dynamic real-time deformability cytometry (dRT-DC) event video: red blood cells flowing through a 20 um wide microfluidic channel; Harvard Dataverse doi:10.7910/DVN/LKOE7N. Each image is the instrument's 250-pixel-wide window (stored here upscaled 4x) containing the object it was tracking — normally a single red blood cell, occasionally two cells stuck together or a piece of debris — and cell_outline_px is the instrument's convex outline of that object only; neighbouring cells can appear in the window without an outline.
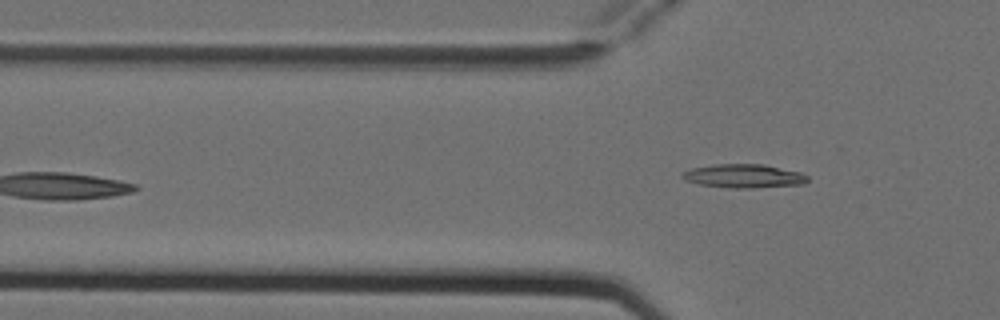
{"species": "Egyptian fruit bat (a non-hibernating species)", "species_latin": "Rousettus aegyptiacus", "temperature_condition": "cold", "stored_images_in_passage": 6, "camera_frame_rate_fps": 3000, "um_per_image_px": 0.085, "animal": {"sex": "female"}, "frame": {"image": 1, "passage_image": 6, "time_ms": 1.667, "image_size_px": [1000, 320], "cell_outline_px": [[808, 180], [804, 184], [752, 188], [732, 188], [700, 184], [684, 180], [680, 176], [684, 172], [692, 168], [716, 164], [764, 164], [800, 172], [808, 176]], "centroid_in_image_um": [63.24, 14.96], "position_along_channel_um": 62.6, "area_um2": 17.22}}